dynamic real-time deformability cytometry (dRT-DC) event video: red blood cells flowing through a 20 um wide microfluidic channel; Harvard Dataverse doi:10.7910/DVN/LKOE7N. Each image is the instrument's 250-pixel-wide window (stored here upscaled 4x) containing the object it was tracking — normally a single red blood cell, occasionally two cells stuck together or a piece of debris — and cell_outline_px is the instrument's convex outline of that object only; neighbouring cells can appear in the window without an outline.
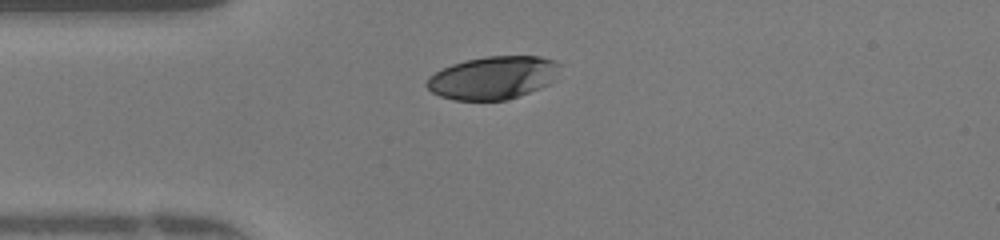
{"species": "human", "species_latin": "Homo sapiens", "temperature_condition": "warm", "stored_images_in_passage": 42, "camera_frame_rate_fps": 3000, "um_per_image_px": 0.085, "donor": {"sex": "female"}, "frame": {"image": 1, "passage_image": 6, "time_ms": 1.667, "image_size_px": [1000, 240], "cell_outline_px": [[560, 64], [548, 84], [540, 88], [508, 100], [456, 100], [440, 96], [432, 92], [424, 84], [428, 76], [452, 64], [464, 60], [488, 56], [540, 56], [556, 60]], "centroid_in_image_um": [41.86, 6.6], "position_along_channel_um": 43.1, "area_um2": 33.12}}
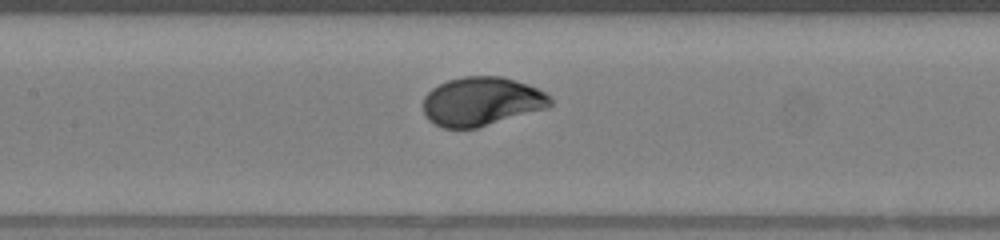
{"frame": {"image": 2, "passage_image": 16, "time_ms": 5.0, "image_size_px": [1000, 240], "cell_outline_px": [[552, 104], [548, 108], [476, 128], [444, 128], [428, 120], [424, 112], [424, 96], [432, 88], [448, 80], [464, 76], [500, 76], [516, 80], [528, 84], [544, 92], [552, 100]], "centroid_in_image_um": [40.94, 8.62], "position_along_channel_um": 166.5, "area_um2": 36.07}}
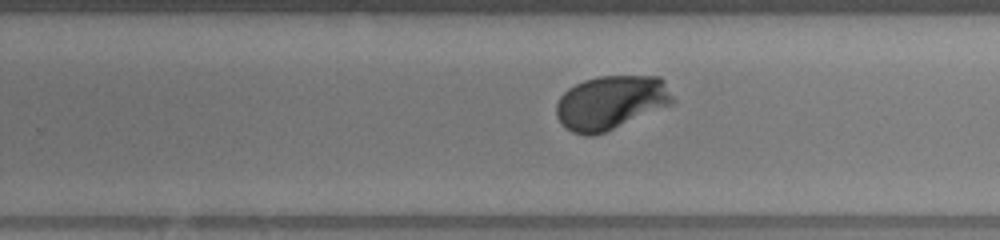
{"frame": {"image": 3, "passage_image": 24, "time_ms": 7.667, "image_size_px": [1000, 240], "cell_outline_px": [[676, 104], [604, 132], [592, 136], [584, 136], [572, 132], [556, 116], [556, 104], [560, 96], [568, 88], [584, 80], [600, 76], [660, 76], [664, 80], [676, 100]], "centroid_in_image_um": [51.98, 8.71], "position_along_channel_um": 277.8, "area_um2": 36.88}, "authors_computed_cell_mechanics": {"area_um2": 36.0672, "velocity_mm_per_s": 4.1932, "shape_relaxation_time_tau1_ms": 2.2295, "shape_relaxation_time_tau2_ms": null, "deformation_change_tau1": 0.1658, "deformation_change_tau2": null}}